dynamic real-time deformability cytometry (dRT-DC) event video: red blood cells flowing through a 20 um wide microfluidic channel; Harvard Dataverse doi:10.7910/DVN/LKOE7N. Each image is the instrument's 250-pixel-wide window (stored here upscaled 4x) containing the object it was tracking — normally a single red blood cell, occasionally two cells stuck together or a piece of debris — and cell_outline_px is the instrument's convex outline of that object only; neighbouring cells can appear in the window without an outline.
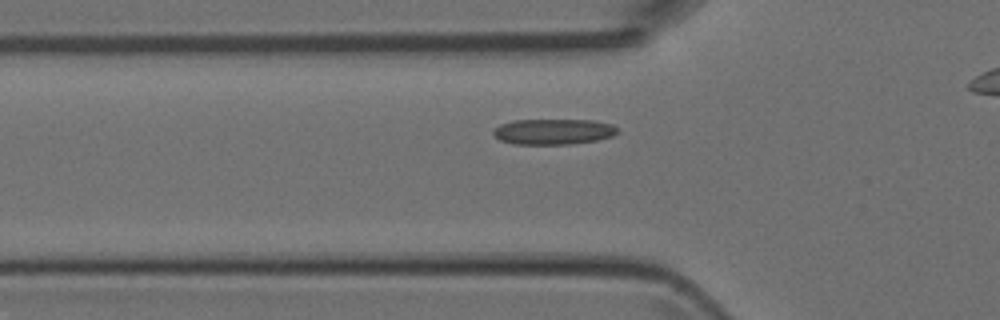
{"species": "Egyptian fruit bat (a non-hibernating species)", "species_latin": "Rousettus aegyptiacus", "temperature_condition": "room temperature", "stored_images_in_passage": 30, "camera_frame_rate_fps": 3000, "um_per_image_px": 0.085, "animal": {"sex": "female"}, "frame": {"image": 1, "passage_image": 6, "time_ms": 1.667, "image_size_px": [1000, 320], "cell_outline_px": [[620, 132], [612, 136], [596, 140], [568, 144], [516, 144], [500, 140], [492, 132], [500, 124], [516, 120], [592, 120], [612, 124]], "centroid_in_image_um": [47.06, 11.18], "position_along_channel_um": 78.7, "area_um2": 18.38}}
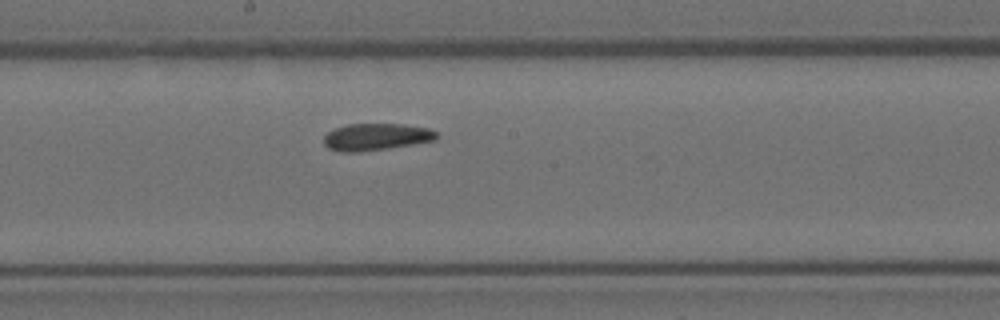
{"frame": {"image": 2, "passage_image": 16, "time_ms": 5.0, "image_size_px": [1000, 320], "cell_outline_px": [[436, 140], [388, 148], [356, 152], [344, 152], [328, 148], [324, 144], [324, 136], [328, 132], [336, 128], [348, 124], [404, 124], [428, 128], [436, 132]], "centroid_in_image_um": [31.95, 11.63], "position_along_channel_um": 216.2, "area_um2": 17.51}}
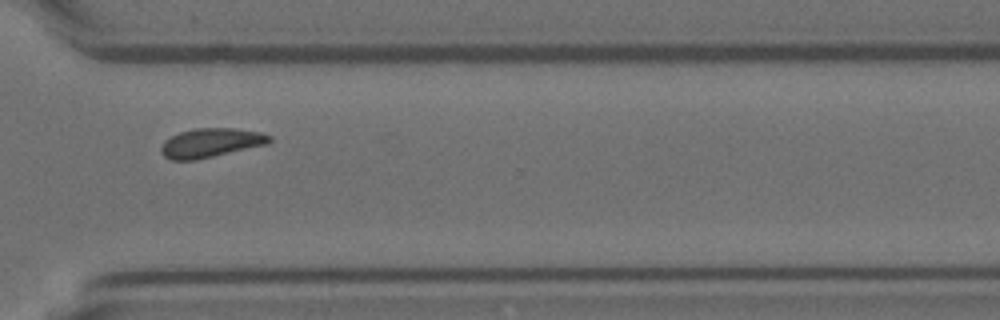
{"frame": {"image": 3, "passage_image": 26, "time_ms": 8.333, "image_size_px": [1000, 320], "cell_outline_px": [[272, 140], [268, 144], [196, 160], [172, 160], [164, 156], [160, 152], [160, 148], [164, 140], [180, 132], [196, 128], [236, 128], [260, 132], [272, 136]], "centroid_in_image_um": [17.93, 12.14], "position_along_channel_um": 352.7, "area_um2": 18.44}}